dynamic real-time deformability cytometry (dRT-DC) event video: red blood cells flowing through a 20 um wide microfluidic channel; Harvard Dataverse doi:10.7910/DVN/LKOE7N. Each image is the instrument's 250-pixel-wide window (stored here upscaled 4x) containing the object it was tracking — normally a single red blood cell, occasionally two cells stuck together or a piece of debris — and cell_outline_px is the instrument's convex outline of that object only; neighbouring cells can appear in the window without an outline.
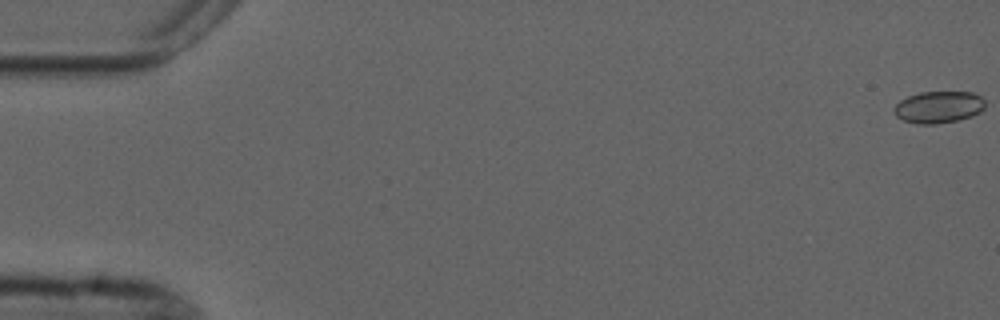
{"species": "common noctule bat (a hibernating species)", "species_latin": "Nyctalus noctula", "temperature_condition": "cold", "stored_images_in_passage": 7, "camera_frame_rate_fps": 3000, "um_per_image_px": 0.085, "animal": {"sex": "male", "forearm_length_mm": 52.5}, "frame": {"image": 1, "passage_image": 1, "time_ms": 0.0, "image_size_px": [1000, 320], "cell_outline_px": [[984, 108], [980, 112], [972, 116], [956, 120], [936, 124], [916, 124], [904, 120], [896, 116], [892, 108], [900, 100], [908, 96], [920, 92], [972, 92], [980, 96], [984, 100]], "centroid_in_image_um": [79.76, 9.1], "position_along_channel_um": 5.2, "area_um2": 16.94}}
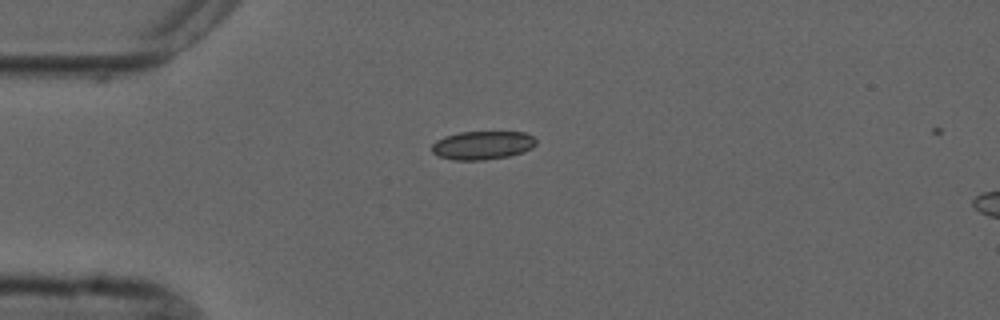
{"frame": {"image": 2, "passage_image": 5, "time_ms": 4.667, "image_size_px": [1000, 320], "cell_outline_px": [[536, 144], [532, 148], [508, 156], [484, 160], [452, 160], [440, 156], [432, 152], [432, 144], [436, 140], [444, 136], [460, 132], [524, 132], [532, 136], [536, 140]], "centroid_in_image_um": [40.99, 12.34], "position_along_channel_um": 44.0, "area_um2": 17.22}}
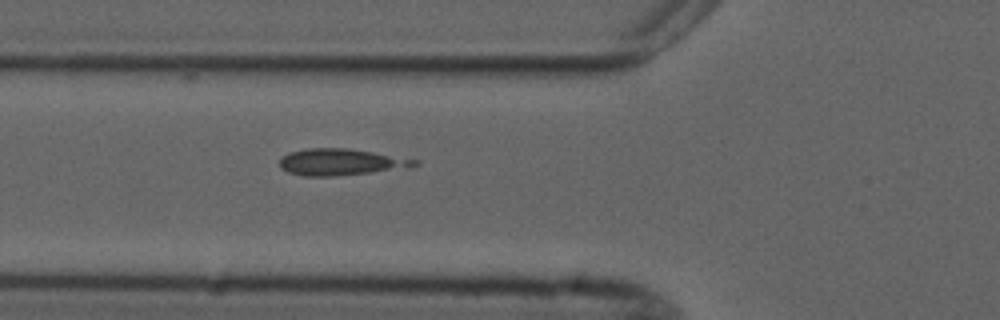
{"frame": {"image": 3, "passage_image": 7, "time_ms": 6.667, "image_size_px": [1000, 320], "cell_outline_px": [[420, 164], [412, 168], [332, 176], [304, 176], [288, 172], [280, 168], [280, 160], [288, 152], [308, 148], [348, 148], [420, 160]], "centroid_in_image_um": [29.02, 13.78], "position_along_channel_um": 96.8, "area_um2": 20.98}}